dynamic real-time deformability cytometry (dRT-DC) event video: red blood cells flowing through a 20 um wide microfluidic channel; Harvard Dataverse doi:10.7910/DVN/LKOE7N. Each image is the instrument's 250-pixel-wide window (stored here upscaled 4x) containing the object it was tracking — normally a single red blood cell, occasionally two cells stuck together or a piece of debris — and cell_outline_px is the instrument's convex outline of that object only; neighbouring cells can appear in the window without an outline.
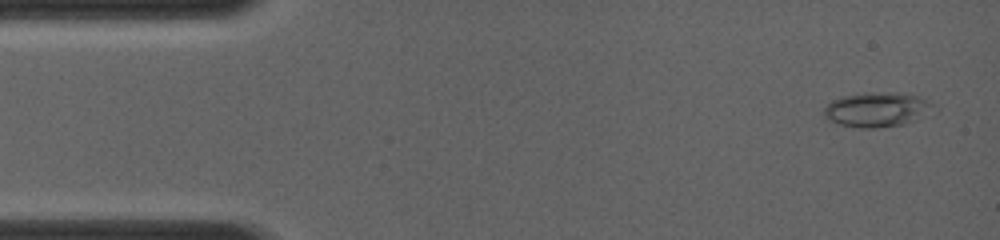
{"species": "common noctule bat (a hibernating species)", "species_latin": "Nyctalus noctula", "temperature_condition": "room temperature", "stored_images_in_passage": 6, "camera_frame_rate_fps": 4000, "um_per_image_px": 0.085, "animal": {"sex": "female", "body_mass_g": 19.0, "forearm_length_mm": 56.7}, "frame": {"image": 1, "passage_image": 1, "time_ms": 0.0, "image_size_px": [1000, 240], "cell_outline_px": [[932, 104], [916, 120], [904, 124], [876, 128], [860, 128], [840, 124], [824, 116], [824, 108], [832, 100], [844, 96], [868, 92], [912, 92], [928, 100]], "centroid_in_image_um": [74.52, 9.28], "position_along_channel_um": 10.5, "area_um2": 21.79}}
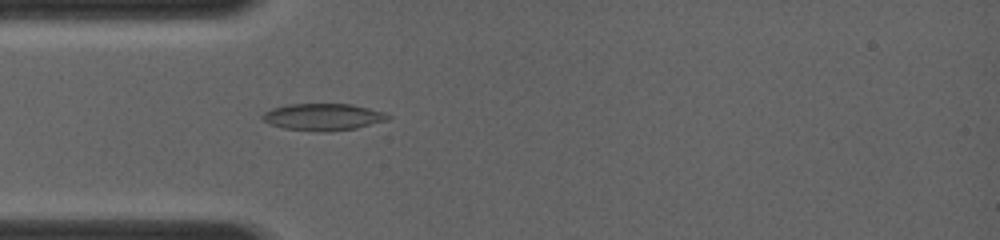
{"frame": {"image": 2, "passage_image": 6, "time_ms": 3.25, "image_size_px": [1000, 240], "cell_outline_px": [[392, 116], [388, 120], [356, 128], [328, 132], [320, 132], [284, 128], [268, 124], [260, 116], [264, 112], [272, 108], [288, 104], [352, 104], [384, 112]], "centroid_in_image_um": [27.45, 9.94], "position_along_channel_um": 57.5, "area_um2": 19.77}}